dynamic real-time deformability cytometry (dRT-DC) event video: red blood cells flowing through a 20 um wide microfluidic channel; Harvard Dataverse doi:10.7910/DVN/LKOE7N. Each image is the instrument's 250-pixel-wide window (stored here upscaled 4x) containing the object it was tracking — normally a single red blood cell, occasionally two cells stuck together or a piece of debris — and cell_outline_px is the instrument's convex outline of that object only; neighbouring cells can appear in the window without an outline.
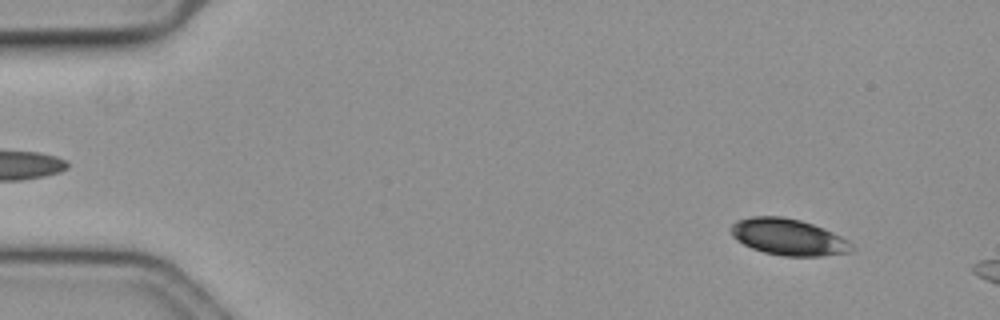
{"species": "common noctule bat (a hibernating species)", "species_latin": "Nyctalus noctula", "temperature_condition": "cold", "stored_images_in_passage": 11, "camera_frame_rate_fps": 3000, "um_per_image_px": 0.085, "animal": {"sex": "female", "body_mass_g": 19.3, "forearm_length_mm": 54.1}, "frame": {"image": 1, "passage_image": 5, "time_ms": 1.333, "image_size_px": [1000, 320], "cell_outline_px": [[856, 248], [852, 252], [824, 256], [784, 256], [764, 252], [752, 248], [736, 240], [732, 236], [728, 228], [736, 220], [752, 216], [780, 216], [800, 220], [824, 228], [848, 240]], "centroid_in_image_um": [67.0, 20.15], "position_along_channel_um": 18.0, "area_um2": 25.89}}